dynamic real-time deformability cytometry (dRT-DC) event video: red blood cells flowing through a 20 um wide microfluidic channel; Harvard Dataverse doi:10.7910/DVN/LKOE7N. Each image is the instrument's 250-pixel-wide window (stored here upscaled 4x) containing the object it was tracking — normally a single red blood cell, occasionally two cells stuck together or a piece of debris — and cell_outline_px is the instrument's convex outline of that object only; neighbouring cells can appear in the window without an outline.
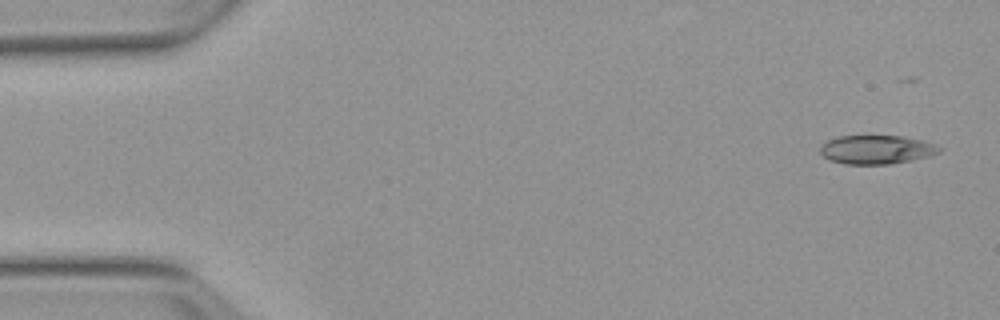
{"species": "Egyptian fruit bat (a non-hibernating species)", "species_latin": "Rousettus aegyptiacus", "temperature_condition": "warm", "stored_images_in_passage": 4, "camera_frame_rate_fps": 3000, "um_per_image_px": 0.085, "animal": {"sex": "female"}, "frame": {"image": 1, "passage_image": 1, "time_ms": 0.0, "image_size_px": [1000, 320], "cell_outline_px": [[944, 148], [940, 152], [928, 156], [912, 160], [892, 164], [844, 164], [828, 160], [820, 152], [820, 148], [828, 140], [840, 136], [904, 136], [924, 140], [936, 144]], "centroid_in_image_um": [74.55, 12.72], "position_along_channel_um": 10.4, "area_um2": 20.11}}
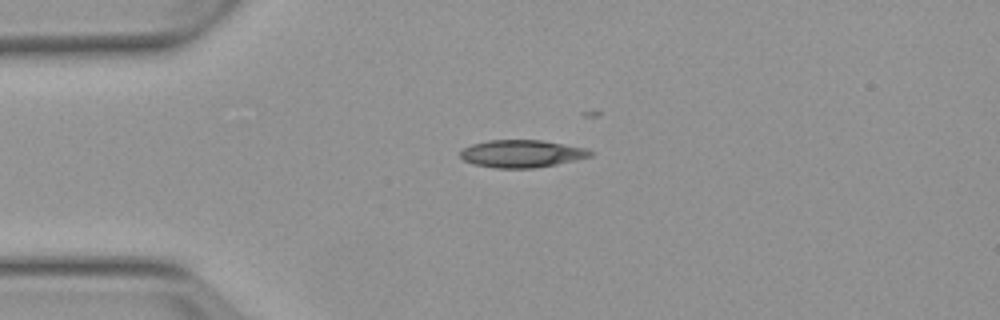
{"frame": {"image": 2, "passage_image": 3, "time_ms": 3.333, "image_size_px": [1000, 320], "cell_outline_px": [[596, 152], [592, 156], [576, 160], [536, 168], [496, 168], [476, 164], [464, 160], [460, 156], [460, 152], [464, 148], [472, 144], [488, 140], [540, 140], [588, 148]], "centroid_in_image_um": [44.41, 13.06], "position_along_channel_um": 40.6, "area_um2": 20.87}}